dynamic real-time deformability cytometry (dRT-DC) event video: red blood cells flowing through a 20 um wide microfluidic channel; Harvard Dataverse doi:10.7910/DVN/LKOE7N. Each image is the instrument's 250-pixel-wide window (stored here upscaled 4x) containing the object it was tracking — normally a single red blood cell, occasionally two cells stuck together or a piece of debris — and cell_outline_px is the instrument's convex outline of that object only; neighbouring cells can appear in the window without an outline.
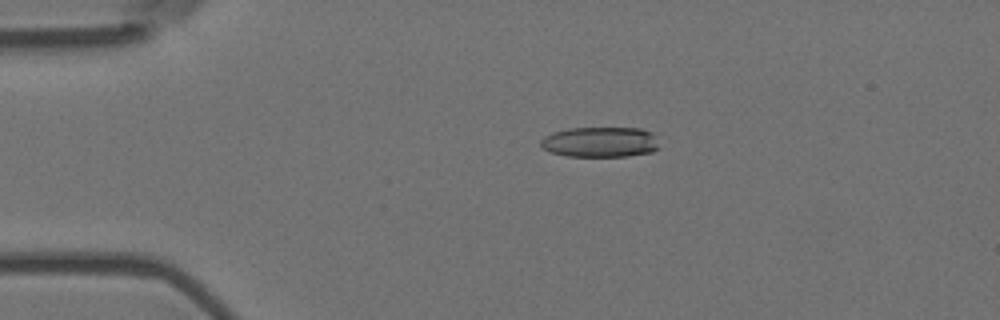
{"species": "Egyptian fruit bat (a non-hibernating species)", "species_latin": "Rousettus aegyptiacus", "temperature_condition": "room temperature", "stored_images_in_passage": 5, "camera_frame_rate_fps": 3000, "um_per_image_px": 0.085, "animal": {"sex": "female"}, "frame": {"image": 1, "passage_image": 5, "time_ms": 1.333, "image_size_px": [1000, 320], "cell_outline_px": [[660, 148], [652, 152], [628, 156], [568, 156], [552, 152], [544, 148], [540, 144], [540, 140], [544, 136], [552, 132], [568, 128], [640, 128], [652, 132]], "centroid_in_image_um": [51.03, 12.07], "position_along_channel_um": 34.0, "area_um2": 20.98}}